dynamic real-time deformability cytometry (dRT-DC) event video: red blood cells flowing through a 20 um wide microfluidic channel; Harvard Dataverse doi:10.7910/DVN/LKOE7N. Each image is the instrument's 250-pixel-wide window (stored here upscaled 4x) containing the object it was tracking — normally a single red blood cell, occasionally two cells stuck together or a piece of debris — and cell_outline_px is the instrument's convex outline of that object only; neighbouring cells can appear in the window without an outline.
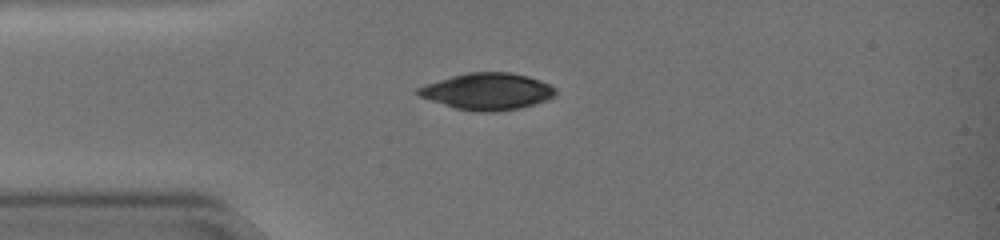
{"species": "common noctule bat (a hibernating species)", "species_latin": "Nyctalus noctula", "temperature_condition": "warm", "stored_images_in_passage": 41, "camera_frame_rate_fps": 3000, "um_per_image_px": 0.085, "animal": {"sex": "female", "body_mass_g": 19.0, "forearm_length_mm": 51.5}, "frame": {"image": 1, "passage_image": 1, "time_ms": 0.0, "image_size_px": [1000, 240], "cell_outline_px": [[556, 96], [520, 108], [496, 112], [472, 112], [456, 108], [420, 96], [416, 92], [416, 88], [424, 84], [452, 76], [468, 72], [508, 72], [528, 76], [540, 80], [556, 88]], "centroid_in_image_um": [41.43, 7.77], "position_along_channel_um": 43.6, "area_um2": 29.3}}
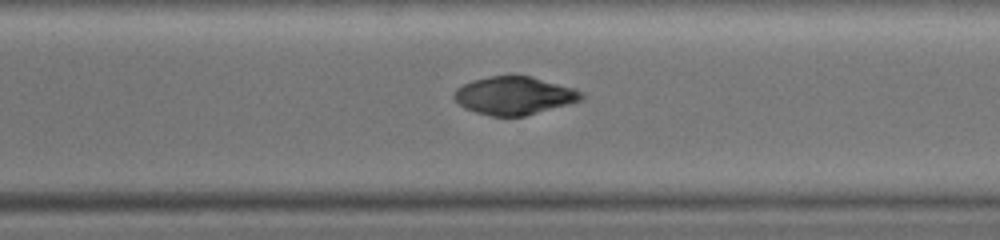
{"frame": {"image": 2, "passage_image": 26, "time_ms": 8.333, "image_size_px": [1000, 240], "cell_outline_px": [[584, 96], [580, 100], [568, 104], [524, 116], [492, 116], [476, 112], [464, 108], [452, 96], [456, 88], [472, 80], [488, 76], [532, 76], [572, 88], [580, 92]], "centroid_in_image_um": [43.66, 8.12], "position_along_channel_um": 326.9, "area_um2": 27.86}}
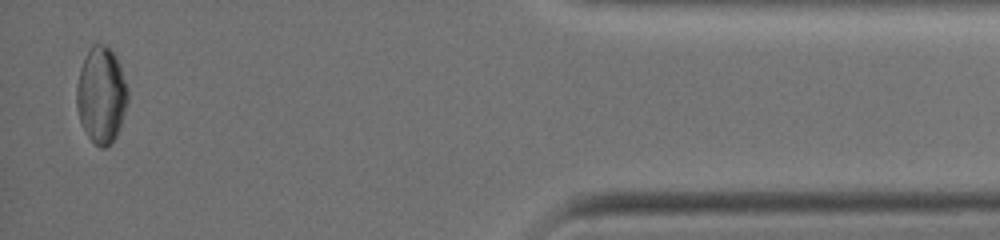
{"frame": {"image": 3, "passage_image": 39, "time_ms": 12.667, "image_size_px": [1000, 240], "cell_outline_px": [[128, 104], [120, 128], [116, 136], [104, 148], [100, 148], [88, 136], [80, 120], [76, 108], [76, 84], [80, 68], [92, 44], [104, 44], [116, 56], [128, 88]], "centroid_in_image_um": [8.61, 8.09], "position_along_channel_um": 426.6, "area_um2": 28.67}}